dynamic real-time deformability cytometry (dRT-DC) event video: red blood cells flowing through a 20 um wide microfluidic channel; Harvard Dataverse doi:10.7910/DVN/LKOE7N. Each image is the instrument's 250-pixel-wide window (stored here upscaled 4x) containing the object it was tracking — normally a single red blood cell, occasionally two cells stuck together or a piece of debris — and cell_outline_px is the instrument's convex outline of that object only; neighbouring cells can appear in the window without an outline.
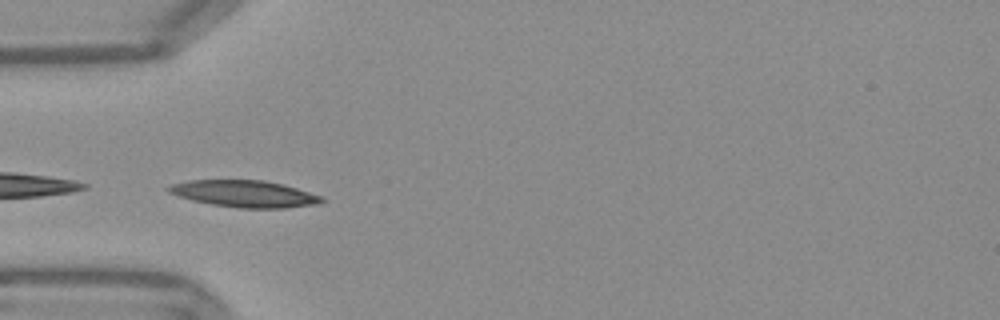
{"species": "Egyptian fruit bat (a non-hibernating species)", "species_latin": "Rousettus aegyptiacus", "temperature_condition": "warm", "stored_images_in_passage": 28, "camera_frame_rate_fps": 3000, "um_per_image_px": 0.085, "frame": {"image": 1, "passage_image": 1, "time_ms": 0.0, "image_size_px": [1000, 320], "cell_outline_px": [[324, 200], [320, 204], [284, 208], [236, 208], [212, 204], [192, 200], [168, 192], [164, 188], [172, 184], [188, 180], [264, 180], [284, 184], [324, 196]], "centroid_in_image_um": [20.82, 16.47], "position_along_channel_um": 64.2, "area_um2": 24.1}, "authors_computed_cell_mechanics": {"area_um2": 22.4264, "velocity_mm_per_s": 3.7494, "shape_relaxation_time_tau1_ms": 2.4775, "shape_relaxation_time_tau2_ms": 4.8019, "deformation_change_tau1": 0.1361, "deformation_change_tau2": 0.1073}}